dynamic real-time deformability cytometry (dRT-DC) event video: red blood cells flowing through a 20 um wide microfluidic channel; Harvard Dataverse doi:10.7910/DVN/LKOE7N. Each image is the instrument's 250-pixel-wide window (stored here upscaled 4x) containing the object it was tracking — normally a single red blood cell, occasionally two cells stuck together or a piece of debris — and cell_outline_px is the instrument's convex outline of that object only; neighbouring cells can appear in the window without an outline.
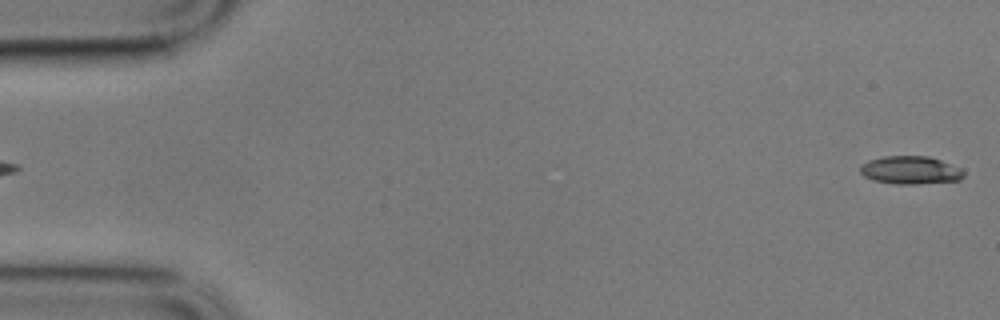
{"species": "common noctule bat (a hibernating species)", "species_latin": "Nyctalus noctula", "temperature_condition": "cold", "stored_images_in_passage": 6, "segment_of_instrument_passage": [2, 2], "camera_frame_rate_fps": 3000, "um_per_image_px": 0.085, "animal": {"sex": "male", "body_mass_g": 17.9}, "frame": {"image": 1, "passage_image": 6, "time_ms": 1.667, "image_size_px": [1000, 320], "cell_outline_px": [[964, 176], [960, 180], [916, 184], [892, 184], [872, 180], [864, 176], [860, 172], [860, 164], [868, 160], [884, 156], [928, 156], [940, 160], [960, 168], [964, 172]], "centroid_in_image_um": [77.35, 14.46], "position_along_channel_um": 7.7, "area_um2": 16.99}}